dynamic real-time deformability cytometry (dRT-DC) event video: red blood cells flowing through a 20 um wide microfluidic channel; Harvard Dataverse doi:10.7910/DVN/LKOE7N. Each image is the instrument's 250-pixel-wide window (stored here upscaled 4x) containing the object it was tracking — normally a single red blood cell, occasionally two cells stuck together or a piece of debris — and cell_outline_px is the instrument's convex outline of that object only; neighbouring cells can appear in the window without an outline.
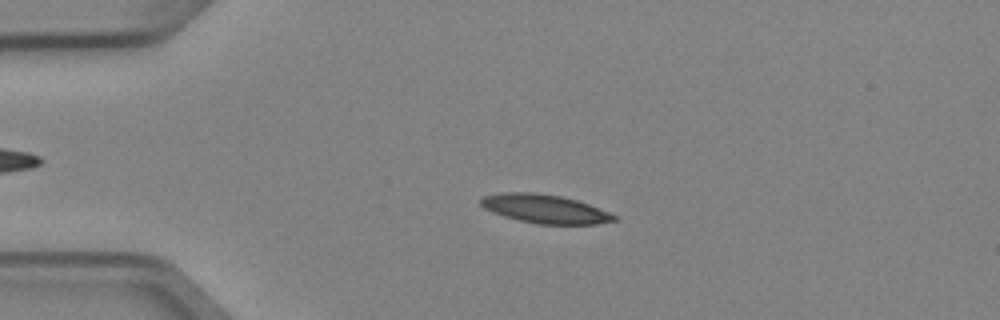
{"species": "Egyptian fruit bat (a non-hibernating species)", "species_latin": "Rousettus aegyptiacus", "temperature_condition": "cold", "stored_images_in_passage": 4, "camera_frame_rate_fps": 3000, "um_per_image_px": 0.085, "animal": {"sex": "female"}, "frame": {"image": 1, "passage_image": 3, "time_ms": 0.667, "image_size_px": [1000, 320], "cell_outline_px": [[616, 220], [596, 224], [536, 224], [504, 216], [492, 212], [484, 208], [480, 204], [480, 200], [484, 196], [500, 192], [536, 192], [560, 196], [576, 200], [588, 204], [608, 212], [616, 216]], "centroid_in_image_um": [46.27, 17.74], "position_along_channel_um": 38.7, "area_um2": 22.14}}